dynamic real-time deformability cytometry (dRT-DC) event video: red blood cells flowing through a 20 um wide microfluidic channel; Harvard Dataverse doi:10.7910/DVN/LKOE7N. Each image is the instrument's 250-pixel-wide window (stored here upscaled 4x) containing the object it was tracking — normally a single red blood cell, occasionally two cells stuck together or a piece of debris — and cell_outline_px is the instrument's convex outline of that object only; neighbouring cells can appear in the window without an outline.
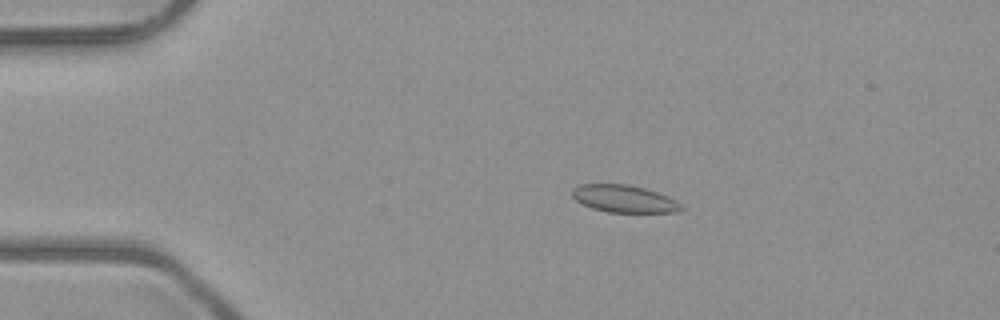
{"species": "common noctule bat (a hibernating species)", "species_latin": "Nyctalus noctula", "temperature_condition": "room temperature", "stored_images_in_passage": 47, "camera_frame_rate_fps": 3000, "um_per_image_px": 0.085, "animal": {"sex": "male", "body_mass_g": 23.1, "forearm_length_mm": 52.7}, "frame": {"image": 1, "passage_image": 6, "time_ms": 1.667, "image_size_px": [1000, 320], "cell_outline_px": [[684, 208], [680, 212], [608, 212], [592, 208], [576, 200], [572, 196], [572, 188], [580, 184], [628, 184], [644, 188], [668, 196], [676, 200]], "centroid_in_image_um": [53.05, 16.89], "position_along_channel_um": 31.9, "area_um2": 17.34}}
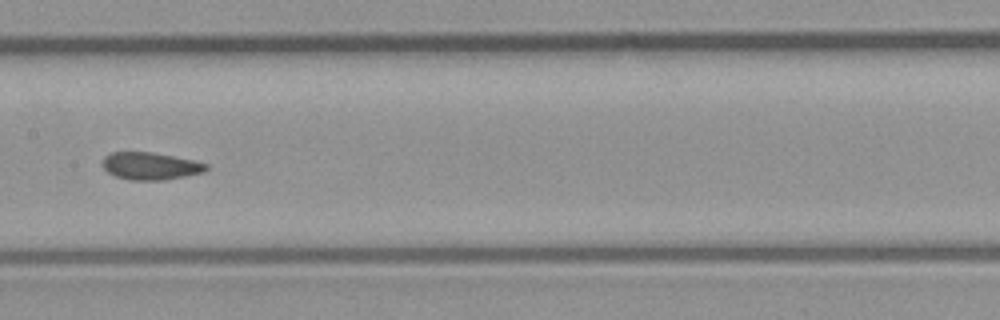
{"frame": {"image": 2, "passage_image": 22, "time_ms": 7.0, "image_size_px": [1000, 320], "cell_outline_px": [[208, 168], [204, 172], [164, 180], [128, 180], [116, 176], [108, 172], [100, 164], [104, 156], [112, 152], [152, 152], [196, 160], [208, 164]], "centroid_in_image_um": [12.78, 14.1], "position_along_channel_um": 194.6, "area_um2": 16.7}}
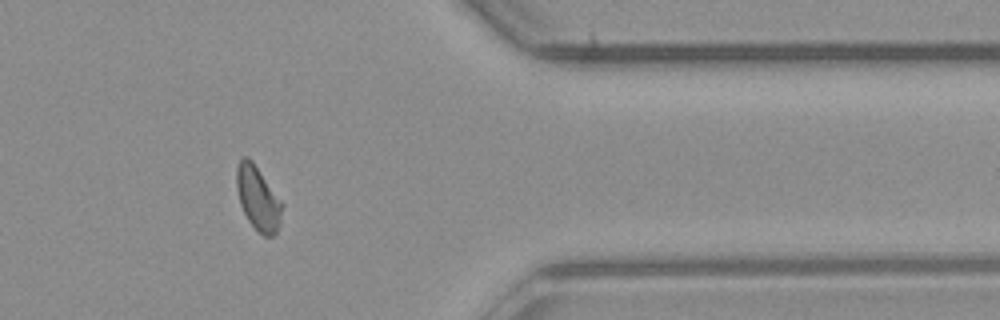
{"frame": {"image": 3, "passage_image": 38, "time_ms": 12.333, "image_size_px": [1000, 320], "cell_outline_px": [[284, 204], [280, 224], [276, 232], [272, 236], [264, 236], [248, 220], [240, 204], [236, 188], [236, 168], [240, 160], [244, 156], [248, 156], [252, 160]], "centroid_in_image_um": [21.93, 16.83], "position_along_channel_um": 389.5, "area_um2": 16.99}, "authors_computed_cell_mechanics": {"area_um2": 16.9932, "velocity_mm_per_s": 4.0151, "shape_relaxation_time_tau1_ms": 3.6706, "shape_relaxation_time_tau2_ms": 1.113, "deformation_change_tau1": 0.0866, "deformation_change_tau2": 0.075}}